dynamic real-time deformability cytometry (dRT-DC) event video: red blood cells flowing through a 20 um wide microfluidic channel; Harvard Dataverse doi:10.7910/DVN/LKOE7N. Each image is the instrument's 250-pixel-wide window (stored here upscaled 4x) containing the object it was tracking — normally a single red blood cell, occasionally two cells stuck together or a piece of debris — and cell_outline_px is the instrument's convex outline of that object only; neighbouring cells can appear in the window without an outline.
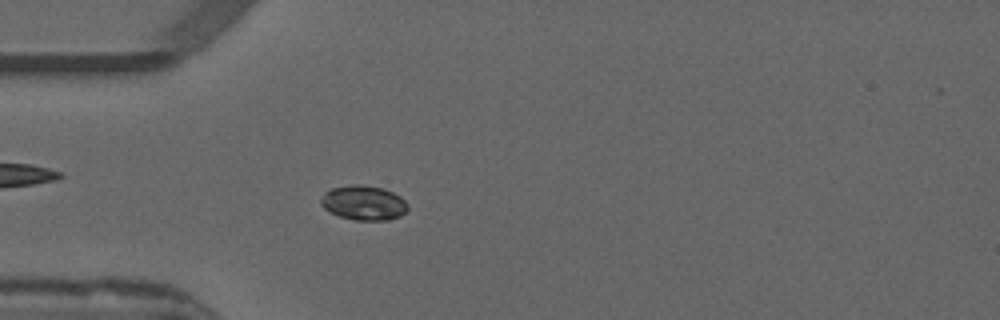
{"species": "common noctule bat (a hibernating species)", "species_latin": "Nyctalus noctula", "temperature_condition": "warm", "stored_images_in_passage": 54, "camera_frame_rate_fps": 3000, "um_per_image_px": 0.085, "animal": {"sex": "male", "forearm_length_mm": 52.5}, "frame": {"image": 1, "passage_image": 16, "time_ms": 5.0, "image_size_px": [1000, 320], "cell_outline_px": [[408, 208], [400, 216], [388, 220], [356, 220], [340, 216], [324, 208], [320, 204], [320, 200], [324, 192], [332, 188], [352, 184], [360, 184], [384, 188], [400, 196], [408, 204]], "centroid_in_image_um": [30.91, 17.23], "position_along_channel_um": 54.1, "area_um2": 17.51}}
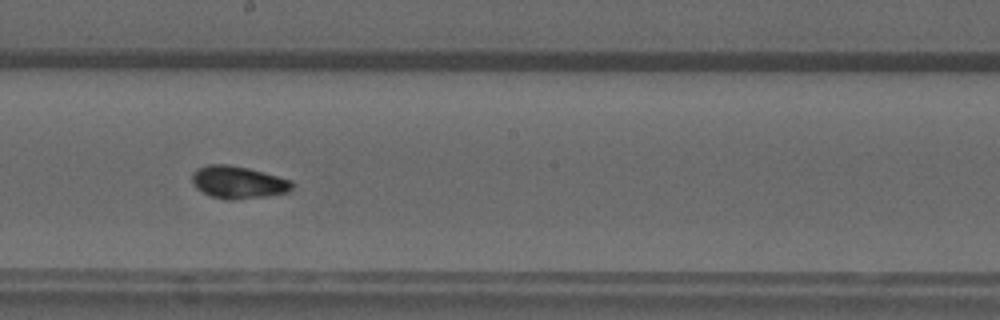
{"frame": {"image": 2, "passage_image": 30, "time_ms": 9.667, "image_size_px": [1000, 320], "cell_outline_px": [[292, 188], [288, 192], [268, 196], [232, 200], [224, 200], [212, 196], [196, 188], [192, 184], [192, 172], [196, 168], [208, 164], [228, 164], [248, 168], [264, 172], [292, 180]], "centroid_in_image_um": [20.22, 15.49], "position_along_channel_um": 228.0, "area_um2": 19.07}}
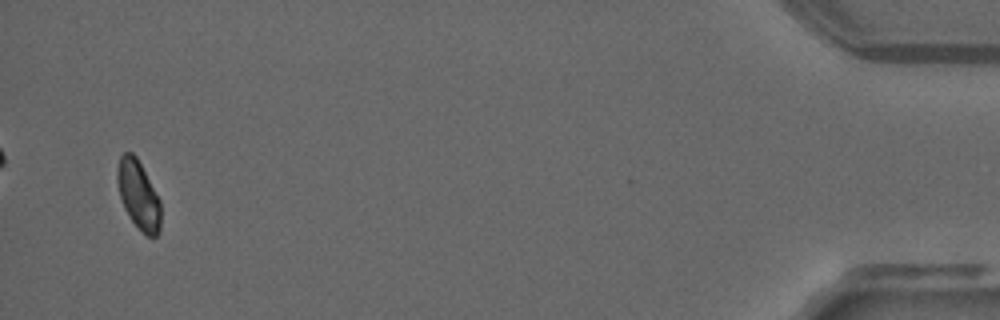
{"frame": {"image": 3, "passage_image": 52, "time_ms": 17.0, "image_size_px": [1000, 320], "cell_outline_px": [[160, 232], [156, 236], [148, 236], [128, 216], [124, 208], [120, 196], [116, 180], [116, 172], [120, 156], [124, 152], [132, 152], [136, 156], [160, 200]], "centroid_in_image_um": [11.75, 16.54], "position_along_channel_um": 423.5, "area_um2": 17.17}, "authors_computed_cell_mechanics": {"area_um2": 17.5423, "velocity_mm_per_s": 3.858, "shape_relaxation_time_tau1_ms": null, "shape_relaxation_time_tau2_ms": 3.8399, "deformation_change_tau1": null, "deformation_change_tau2": 0.0559}}